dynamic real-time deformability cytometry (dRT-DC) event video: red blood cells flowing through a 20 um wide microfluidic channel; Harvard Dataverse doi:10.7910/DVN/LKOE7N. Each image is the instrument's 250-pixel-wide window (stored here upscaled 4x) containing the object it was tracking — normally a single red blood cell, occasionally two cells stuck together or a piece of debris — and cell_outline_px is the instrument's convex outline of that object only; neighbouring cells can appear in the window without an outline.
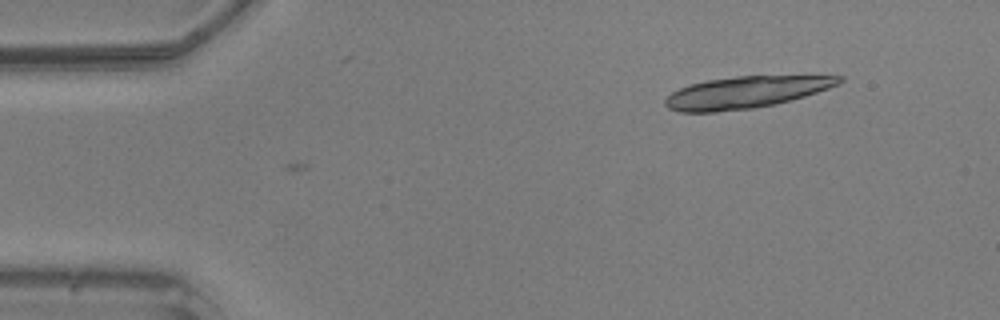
{"species": "common noctule bat (a hibernating species)", "species_latin": "Nyctalus noctula", "temperature_condition": "warm", "stored_images_in_passage": 3, "camera_frame_rate_fps": 3000, "um_per_image_px": 0.085, "animal": {"sex": "male", "body_mass_g": 20.5, "forearm_length_mm": 52.5}, "frame": {"image": 1, "passage_image": 3, "time_ms": 0.667, "image_size_px": [1000, 320], "cell_outline_px": [[844, 80], [840, 84], [792, 100], [752, 108], [716, 112], [680, 112], [668, 108], [664, 104], [664, 100], [672, 92], [680, 88], [692, 84], [708, 80], [736, 76], [844, 76]], "centroid_in_image_um": [63.38, 7.85], "position_along_channel_um": 21.6, "area_um2": 31.91}}